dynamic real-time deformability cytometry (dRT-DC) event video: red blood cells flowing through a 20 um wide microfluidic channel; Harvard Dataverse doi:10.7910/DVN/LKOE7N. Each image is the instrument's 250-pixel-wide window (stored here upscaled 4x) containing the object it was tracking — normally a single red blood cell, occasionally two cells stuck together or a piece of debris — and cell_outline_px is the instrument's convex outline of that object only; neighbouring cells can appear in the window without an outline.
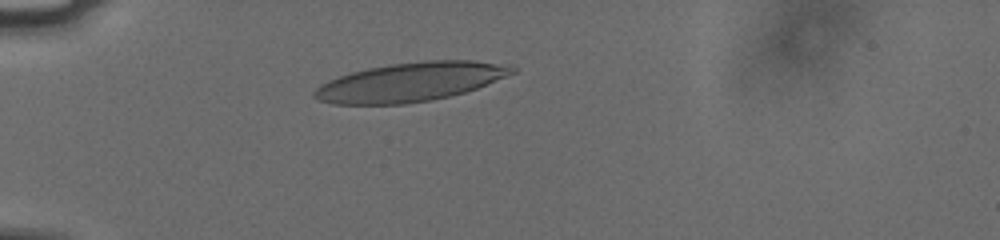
{"species": "human", "species_latin": "Homo sapiens", "temperature_condition": "cold", "stored_images_in_passage": 40, "camera_frame_rate_fps": 3000, "um_per_image_px": 0.085, "donor": {"sex": "male"}, "frame": {"image": 1, "passage_image": 1, "time_ms": 0.0, "image_size_px": [1000, 240], "cell_outline_px": [[516, 72], [476, 88], [464, 92], [448, 96], [428, 100], [404, 104], [332, 104], [316, 100], [312, 96], [312, 92], [320, 84], [328, 80], [352, 72], [368, 68], [392, 64], [428, 60], [472, 60], [516, 68]], "centroid_in_image_um": [34.78, 6.98], "position_along_channel_um": 50.2, "area_um2": 44.27}}
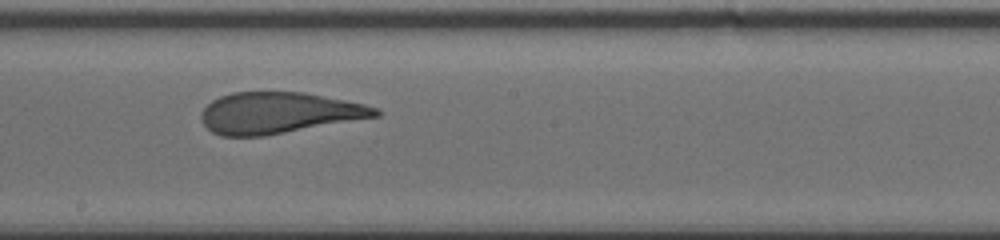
{"frame": {"image": 2, "passage_image": 17, "time_ms": 5.333, "image_size_px": [1000, 240], "cell_outline_px": [[384, 112], [380, 116], [264, 136], [220, 136], [212, 132], [200, 120], [200, 112], [212, 100], [220, 96], [232, 92], [304, 92], [364, 104], [376, 108]], "centroid_in_image_um": [23.68, 9.6], "position_along_channel_um": 224.5, "area_um2": 41.91}}
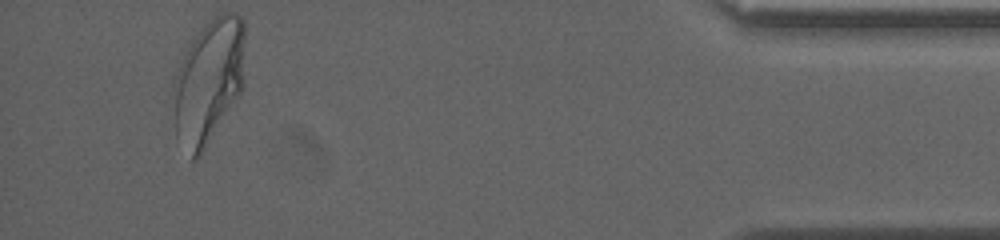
{"frame": {"image": 3, "passage_image": 37, "time_ms": 12.0, "image_size_px": [1000, 240], "cell_outline_px": [[244, 88], [200, 156], [196, 160], [192, 160], [176, 136], [172, 88], [172, 84], [180, 60], [188, 44], [204, 24], [220, 12], [236, 12], [244, 20]], "centroid_in_image_um": [17.73, 6.88], "position_along_channel_um": 417.5, "area_um2": 52.83}, "authors_computed_cell_mechanics": {"area_um2": 44.0725, "velocity_mm_per_s": 3.7585, "shape_relaxation_time_tau1_ms": 7.0959, "shape_relaxation_time_tau2_ms": 0.9923, "deformation_change_tau1": 0.2575, "deformation_change_tau2": 0.0923}}